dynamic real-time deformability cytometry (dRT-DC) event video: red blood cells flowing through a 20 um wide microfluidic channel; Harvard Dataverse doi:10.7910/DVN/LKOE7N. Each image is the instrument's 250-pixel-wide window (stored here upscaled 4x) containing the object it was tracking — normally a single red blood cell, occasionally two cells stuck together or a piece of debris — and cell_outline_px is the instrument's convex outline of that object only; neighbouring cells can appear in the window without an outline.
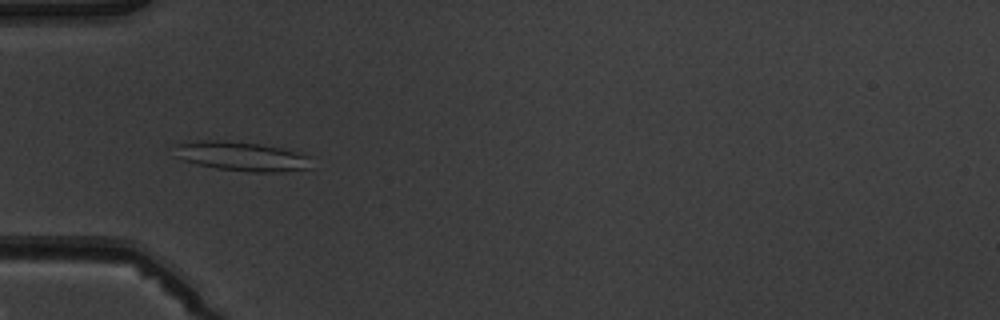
{"species": "common noctule bat (a hibernating species)", "species_latin": "Nyctalus noctula", "temperature_condition": "warm", "stored_images_in_passage": 7, "camera_frame_rate_fps": 3000, "um_per_image_px": 0.085, "animal": {"sex": "male", "body_mass_g": 19.5, "forearm_length_mm": 54.6}, "frame": {"image": 1, "passage_image": 3, "time_ms": 2.667, "image_size_px": [1000, 320], "cell_outline_px": [[312, 168], [280, 172], [252, 172], [216, 168], [196, 164], [184, 160], [176, 156], [176, 144], [200, 140], [216, 140], [260, 144], [280, 148], [296, 152], [308, 156]], "centroid_in_image_um": [20.54, 13.3], "position_along_channel_um": 64.5, "area_um2": 23.06}}
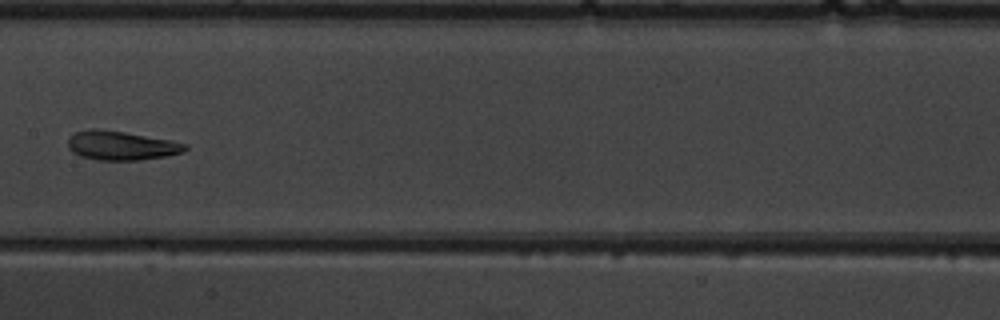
{"frame": {"image": 2, "passage_image": 6, "time_ms": 6.0, "image_size_px": [1000, 320], "cell_outline_px": [[188, 148], [184, 152], [164, 156], [140, 160], [100, 160], [80, 156], [72, 152], [68, 148], [68, 140], [76, 132], [92, 128], [96, 128], [124, 132], [172, 140], [188, 144]], "centroid_in_image_um": [10.33, 12.37], "position_along_channel_um": 197.1, "area_um2": 19.83}}
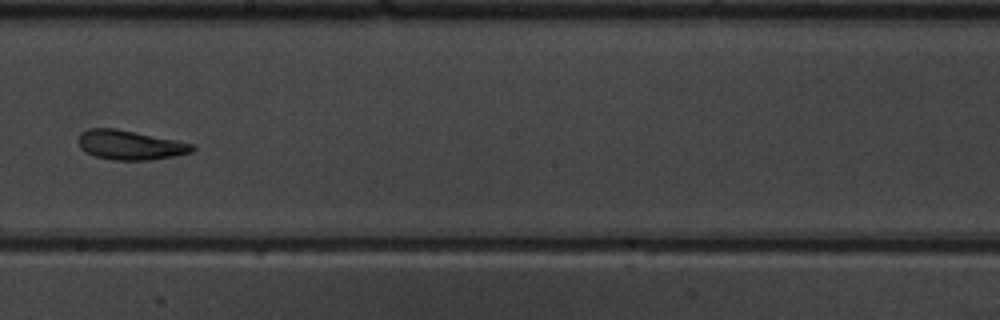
{"frame": {"image": 3, "passage_image": 7, "time_ms": 7.0, "image_size_px": [1000, 320], "cell_outline_px": [[196, 148], [192, 152], [152, 160], [112, 160], [96, 156], [84, 152], [80, 148], [80, 132], [88, 128], [116, 128], [196, 144]], "centroid_in_image_um": [11.07, 12.32], "position_along_channel_um": 237.1, "area_um2": 19.59}}